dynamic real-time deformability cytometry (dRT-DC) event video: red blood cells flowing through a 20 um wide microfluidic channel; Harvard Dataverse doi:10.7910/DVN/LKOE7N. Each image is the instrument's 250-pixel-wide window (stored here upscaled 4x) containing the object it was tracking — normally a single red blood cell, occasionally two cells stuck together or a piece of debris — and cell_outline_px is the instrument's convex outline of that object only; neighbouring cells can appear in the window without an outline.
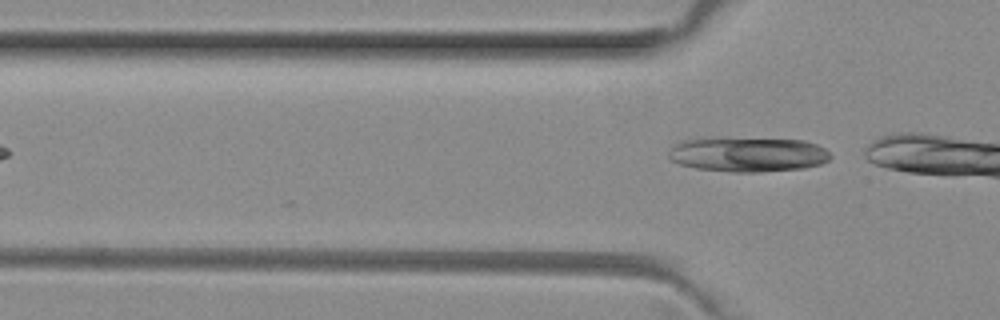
{"species": "common noctule bat (a hibernating species)", "species_latin": "Nyctalus noctula", "temperature_condition": "room temperature", "stored_images_in_passage": 4, "camera_frame_rate_fps": 3000, "um_per_image_px": 0.085, "animal": {"sex": "female", "body_mass_g": 29.2, "forearm_length_mm": 56.3}, "frame": {"image": 1, "passage_image": 4, "time_ms": 1.0, "image_size_px": [1000, 320], "cell_outline_px": [[832, 156], [828, 160], [820, 164], [804, 168], [760, 172], [732, 172], [696, 168], [680, 164], [672, 160], [668, 156], [668, 152], [676, 144], [684, 140], [712, 136], [804, 140], [816, 144], [824, 148]], "centroid_in_image_um": [63.55, 13.1], "position_along_channel_um": 62.2, "area_um2": 33.35}}